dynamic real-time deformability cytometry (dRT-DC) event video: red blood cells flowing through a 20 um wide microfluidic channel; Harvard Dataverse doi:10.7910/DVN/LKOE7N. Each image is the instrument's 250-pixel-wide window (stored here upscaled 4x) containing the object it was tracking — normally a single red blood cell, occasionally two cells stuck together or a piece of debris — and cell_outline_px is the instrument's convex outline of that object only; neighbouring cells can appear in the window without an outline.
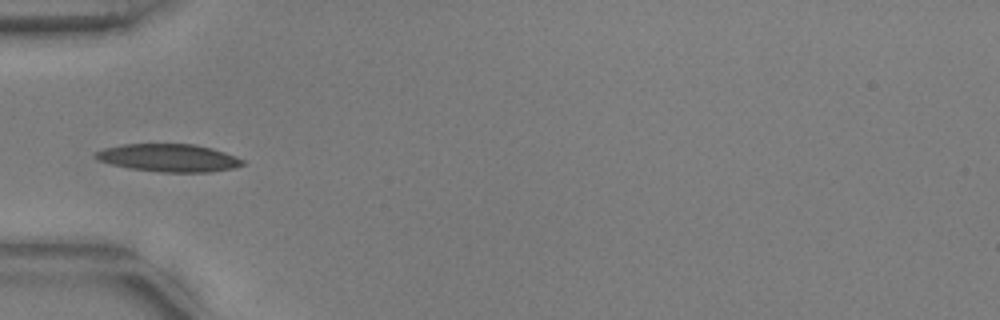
{"species": "common noctule bat (a hibernating species)", "species_latin": "Nyctalus noctula", "temperature_condition": "warm", "stored_images_in_passage": 37, "camera_frame_rate_fps": 3000, "um_per_image_px": 0.085, "animal": {"sex": "male", "body_mass_g": 17.9, "forearm_length_mm": 54.2}, "frame": {"image": 1, "passage_image": 1, "time_ms": 0.0, "image_size_px": [1000, 320], "cell_outline_px": [[244, 164], [236, 168], [212, 172], [160, 172], [128, 168], [112, 164], [100, 160], [92, 156], [92, 152], [104, 148], [124, 144], [192, 144], [212, 148], [236, 156], [244, 160]], "centroid_in_image_um": [14.34, 13.42], "position_along_channel_um": 70.7, "area_um2": 23.93}}
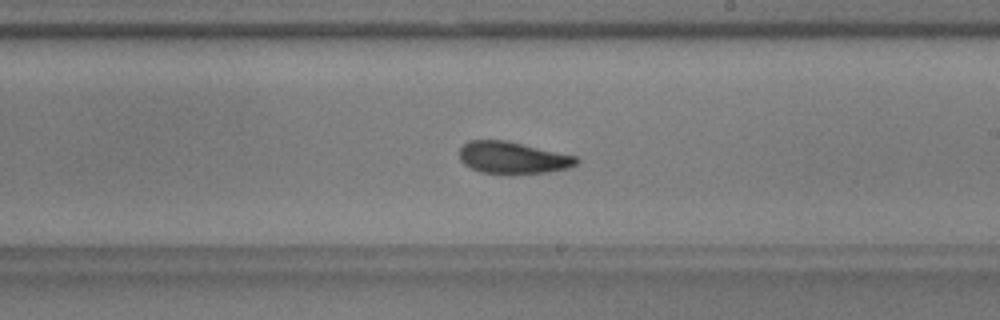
{"frame": {"image": 2, "passage_image": 15, "time_ms": 4.667, "image_size_px": [1000, 320], "cell_outline_px": [[580, 160], [576, 164], [568, 168], [548, 172], [512, 176], [480, 172], [464, 164], [460, 160], [460, 148], [468, 140], [504, 140], [576, 156]], "centroid_in_image_um": [43.57, 13.44], "position_along_channel_um": 245.4, "area_um2": 22.14}}
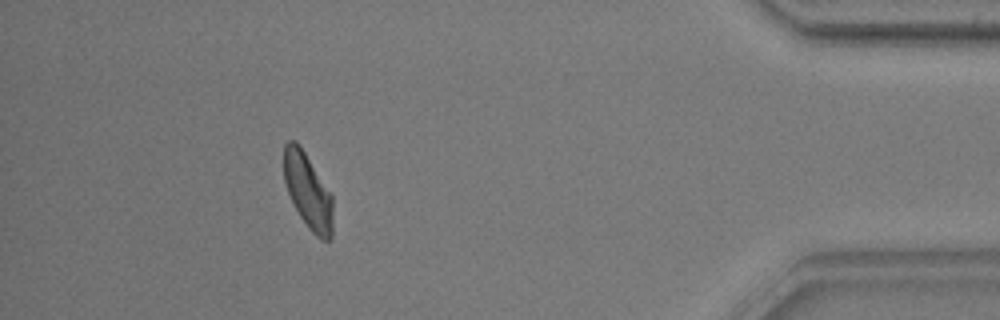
{"frame": {"image": 3, "passage_image": 32, "time_ms": 10.333, "image_size_px": [1000, 320], "cell_outline_px": [[332, 240], [320, 240], [308, 228], [300, 216], [288, 192], [284, 180], [284, 144], [288, 140], [296, 140], [300, 144], [332, 196]], "centroid_in_image_um": [26.17, 16.24], "position_along_channel_um": 409.0, "area_um2": 21.39}, "authors_computed_cell_mechanics": {"area_um2": 22.0218, "velocity_mm_per_s": 3.7417, "shape_relaxation_time_tau1_ms": 4.2119, "shape_relaxation_time_tau2_ms": 1.9089, "deformation_change_tau1": 0.1327, "deformation_change_tau2": 0.0853}}